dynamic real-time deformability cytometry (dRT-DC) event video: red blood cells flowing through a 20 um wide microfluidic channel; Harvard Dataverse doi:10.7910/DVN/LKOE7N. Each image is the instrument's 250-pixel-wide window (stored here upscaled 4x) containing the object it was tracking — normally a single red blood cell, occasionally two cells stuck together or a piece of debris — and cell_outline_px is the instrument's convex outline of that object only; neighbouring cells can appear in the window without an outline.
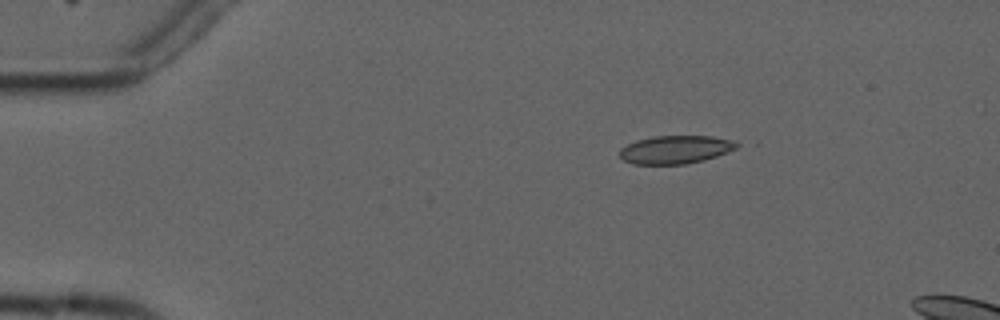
{"species": "common noctule bat (a hibernating species)", "species_latin": "Nyctalus noctula", "temperature_condition": "cold", "stored_images_in_passage": 4, "camera_frame_rate_fps": 3000, "um_per_image_px": 0.085, "animal": {"sex": "male", "forearm_length_mm": 52.5}, "frame": {"image": 1, "passage_image": 1, "time_ms": 0.0, "image_size_px": [1000, 320], "cell_outline_px": [[740, 144], [736, 148], [728, 152], [704, 160], [684, 164], [632, 164], [624, 160], [620, 156], [620, 148], [636, 140], [652, 136], [712, 136], [732, 140]], "centroid_in_image_um": [57.41, 12.71], "position_along_channel_um": 27.6, "area_um2": 19.19}}